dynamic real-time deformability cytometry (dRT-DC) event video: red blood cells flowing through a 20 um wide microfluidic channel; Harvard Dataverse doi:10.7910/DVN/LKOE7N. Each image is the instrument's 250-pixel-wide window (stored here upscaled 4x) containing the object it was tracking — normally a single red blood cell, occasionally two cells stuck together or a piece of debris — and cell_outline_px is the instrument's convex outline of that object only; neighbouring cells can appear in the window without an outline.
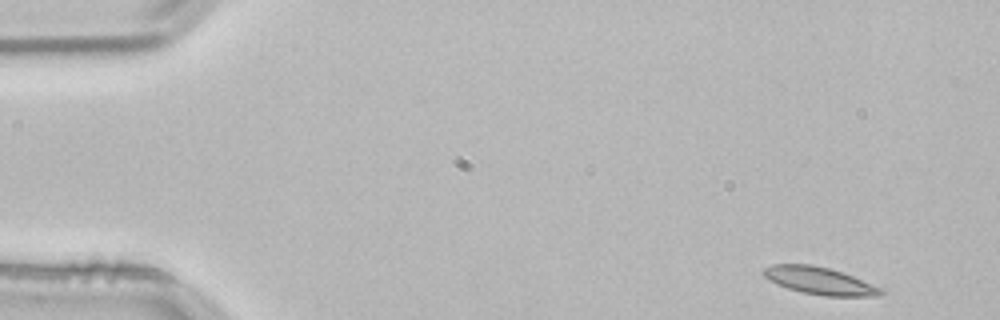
{"species": "common noctule bat (a hibernating species)", "species_latin": "Nyctalus noctula", "temperature_condition": "room temperature", "stored_images_in_passage": 12, "camera_frame_rate_fps": 3000, "um_per_image_px": 0.085, "animal": {"sex": "male", "body_mass_g": 21.5, "forearm_length_mm": 52.0}, "frame": {"image": 1, "passage_image": 1, "time_ms": 0.0, "image_size_px": [1000, 320], "cell_outline_px": [[884, 292], [880, 296], [824, 296], [804, 292], [788, 288], [776, 284], [764, 276], [760, 272], [764, 268], [772, 264], [808, 264], [828, 268], [852, 276], [880, 288]], "centroid_in_image_um": [69.61, 23.86], "position_along_channel_um": 15.4, "area_um2": 18.38}}